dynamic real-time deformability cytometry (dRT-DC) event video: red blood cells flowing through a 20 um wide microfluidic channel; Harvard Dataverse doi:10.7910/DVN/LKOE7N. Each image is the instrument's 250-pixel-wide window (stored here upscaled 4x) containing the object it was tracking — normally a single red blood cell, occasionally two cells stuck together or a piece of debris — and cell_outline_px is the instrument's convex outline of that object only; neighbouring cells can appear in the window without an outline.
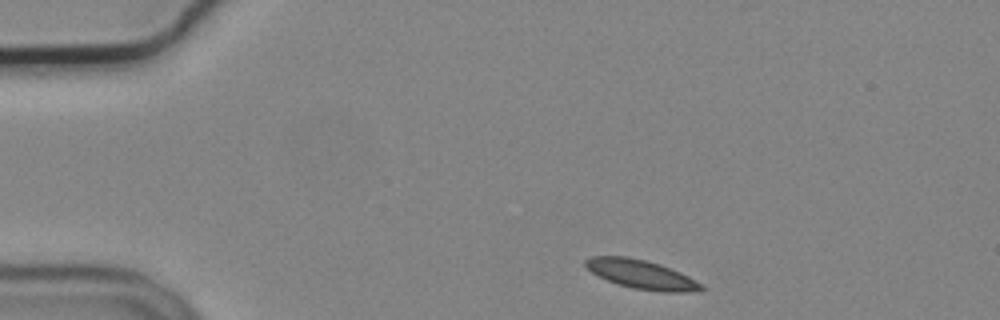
{"species": "common noctule bat (a hibernating species)", "species_latin": "Nyctalus noctula", "temperature_condition": "cold", "stored_images_in_passage": 30, "camera_frame_rate_fps": 3000, "um_per_image_px": 0.085, "animal": {"sex": "male", "body_mass_g": 19.2, "forearm_length_mm": 51.8}, "frame": {"image": 1, "passage_image": 1, "time_ms": 0.0, "image_size_px": [1000, 320], "cell_outline_px": [[708, 288], [692, 292], [660, 292], [632, 288], [608, 280], [592, 272], [584, 264], [584, 260], [592, 256], [628, 256], [660, 264], [680, 272], [704, 284]], "centroid_in_image_um": [54.58, 23.33], "position_along_channel_um": 30.4, "area_um2": 19.54}}
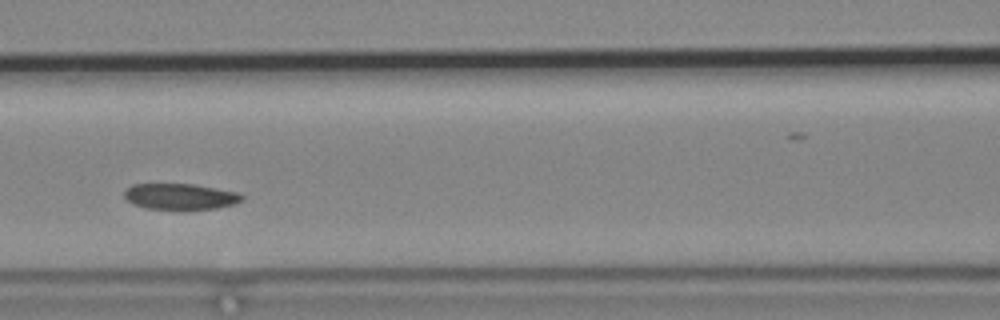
{"frame": {"image": 2, "passage_image": 16, "time_ms": 5.0, "image_size_px": [1000, 320], "cell_outline_px": [[244, 200], [232, 204], [216, 208], [180, 212], [144, 208], [132, 204], [124, 196], [124, 192], [132, 184], [192, 184], [216, 188], [236, 192], [244, 196]], "centroid_in_image_um": [15.3, 16.75], "position_along_channel_um": 151.3, "area_um2": 18.44}}
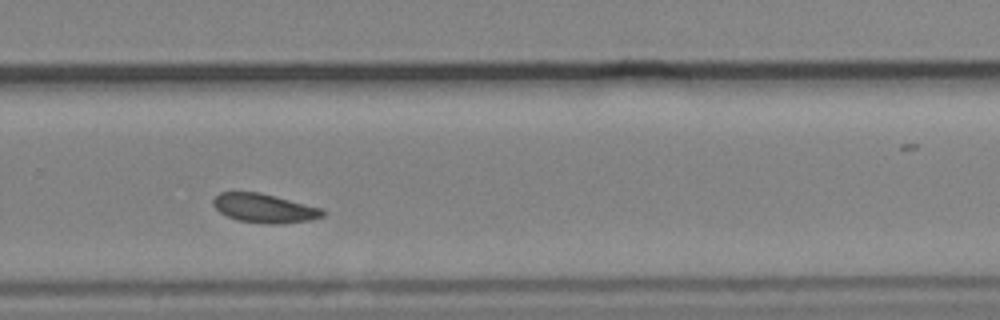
{"frame": {"image": 3, "passage_image": 29, "time_ms": 9.333, "image_size_px": [1000, 320], "cell_outline_px": [[324, 216], [312, 220], [284, 224], [268, 224], [240, 220], [228, 216], [220, 212], [212, 204], [212, 200], [220, 192], [260, 192], [324, 208]], "centroid_in_image_um": [22.52, 17.7], "position_along_channel_um": 307.3, "area_um2": 18.61}}